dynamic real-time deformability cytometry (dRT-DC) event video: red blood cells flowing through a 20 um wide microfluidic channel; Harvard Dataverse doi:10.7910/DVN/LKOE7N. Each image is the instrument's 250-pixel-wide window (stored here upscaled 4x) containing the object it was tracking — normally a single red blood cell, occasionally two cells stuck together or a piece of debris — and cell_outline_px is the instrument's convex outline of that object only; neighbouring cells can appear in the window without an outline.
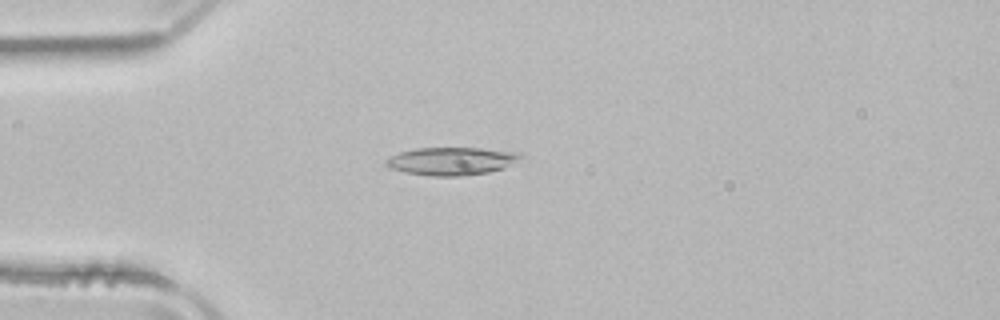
{"species": "common noctule bat (a hibernating species)", "species_latin": "Nyctalus noctula", "temperature_condition": "room temperature", "stored_images_in_passage": 51, "camera_frame_rate_fps": 3000, "um_per_image_px": 0.085, "animal": {"sex": "male", "body_mass_g": 21.5, "forearm_length_mm": 52.0}, "frame": {"image": 1, "passage_image": 13, "time_ms": 4.0, "image_size_px": [1000, 320], "cell_outline_px": [[524, 156], [504, 168], [488, 172], [464, 176], [432, 176], [404, 172], [392, 168], [384, 164], [384, 160], [400, 152], [416, 148], [480, 148], [520, 152]], "centroid_in_image_um": [38.39, 13.69], "position_along_channel_um": 46.6, "area_um2": 21.85}}
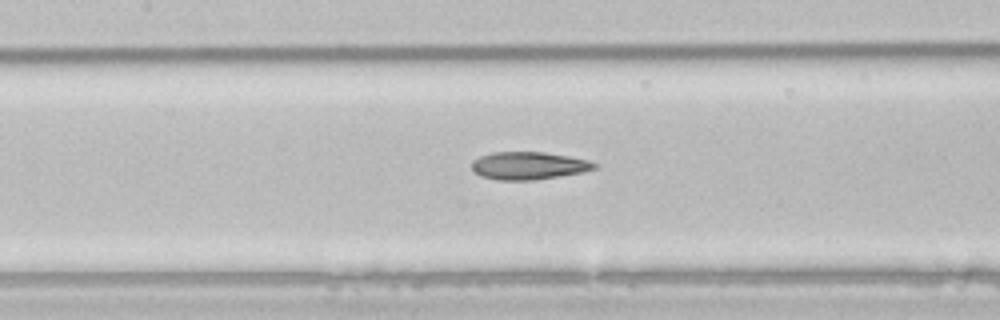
{"frame": {"image": 2, "passage_image": 23, "time_ms": 7.333, "image_size_px": [1000, 320], "cell_outline_px": [[600, 164], [596, 168], [580, 172], [532, 180], [500, 180], [480, 176], [472, 168], [472, 160], [480, 156], [492, 152], [544, 152], [568, 156], [588, 160]], "centroid_in_image_um": [44.91, 14.07], "position_along_channel_um": 162.5, "area_um2": 19.59}}
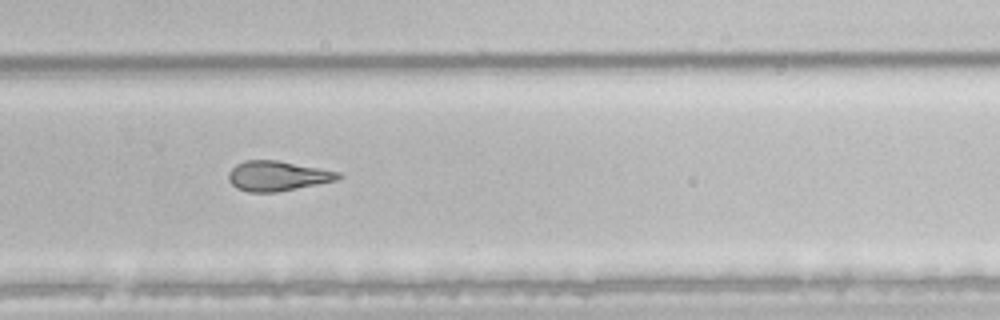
{"frame": {"image": 3, "passage_image": 34, "time_ms": 11.0, "image_size_px": [1000, 320], "cell_outline_px": [[344, 176], [336, 180], [276, 192], [248, 192], [236, 188], [228, 180], [228, 172], [236, 164], [244, 160], [276, 160], [340, 172]], "centroid_in_image_um": [23.54, 14.95], "position_along_channel_um": 306.3, "area_um2": 19.02}, "authors_computed_cell_mechanics": {"area_um2": 21.386, "velocity_mm_per_s": 3.9376, "shape_relaxation_time_tau1_ms": null, "shape_relaxation_time_tau2_ms": 3.5069, "deformation_change_tau1": null, "deformation_change_tau2": 0.1331}}